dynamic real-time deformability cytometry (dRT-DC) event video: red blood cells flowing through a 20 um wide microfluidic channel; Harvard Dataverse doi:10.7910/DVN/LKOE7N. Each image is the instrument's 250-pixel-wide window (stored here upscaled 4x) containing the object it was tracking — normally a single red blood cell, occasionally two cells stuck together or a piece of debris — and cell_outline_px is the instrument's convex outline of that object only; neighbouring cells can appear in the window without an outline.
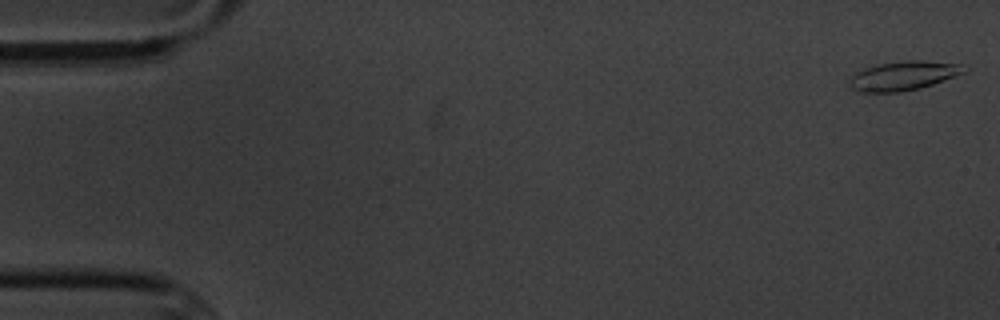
{"species": "common noctule bat (a hibernating species)", "species_latin": "Nyctalus noctula", "temperature_condition": "cold", "stored_images_in_passage": 7, "camera_frame_rate_fps": 3000, "um_per_image_px": 0.085, "animal": {"sex": "male", "body_mass_g": 20.1, "forearm_length_mm": 53.5}, "frame": {"image": 1, "passage_image": 1, "time_ms": 0.0, "image_size_px": [1000, 320], "cell_outline_px": [[968, 72], [920, 88], [900, 92], [864, 92], [852, 88], [848, 84], [848, 80], [860, 68], [880, 64], [904, 60], [924, 60], [964, 64]], "centroid_in_image_um": [76.81, 6.42], "position_along_channel_um": 8.2, "area_um2": 19.71}}
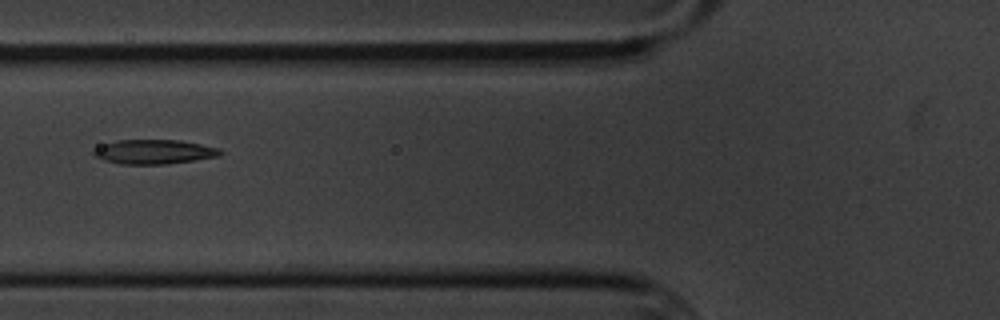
{"frame": {"image": 2, "passage_image": 7, "time_ms": 7.0, "image_size_px": [1000, 320], "cell_outline_px": [[224, 152], [220, 156], [168, 164], [120, 164], [104, 160], [96, 156], [92, 152], [96, 148], [104, 144], [116, 140], [180, 140], [220, 148]], "centroid_in_image_um": [13.13, 12.9], "position_along_channel_um": 112.7, "area_um2": 17.98}}